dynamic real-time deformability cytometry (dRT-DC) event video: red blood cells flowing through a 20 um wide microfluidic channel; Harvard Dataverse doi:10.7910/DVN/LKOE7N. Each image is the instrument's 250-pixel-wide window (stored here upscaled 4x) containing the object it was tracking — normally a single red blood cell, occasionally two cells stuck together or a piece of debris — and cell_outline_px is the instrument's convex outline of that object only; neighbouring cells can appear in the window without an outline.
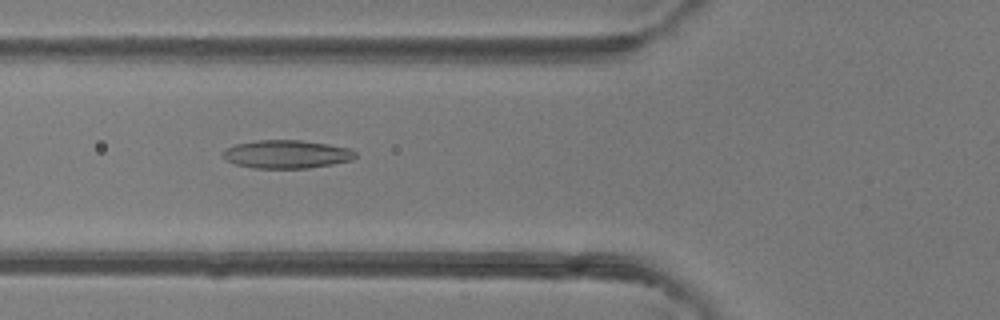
{"species": "common noctule bat (a hibernating species)", "species_latin": "Nyctalus noctula", "temperature_condition": "room temperature", "stored_images_in_passage": 26, "camera_frame_rate_fps": 3000, "um_per_image_px": 0.085, "animal": {"sex": "female"}, "frame": {"image": 1, "passage_image": 5, "time_ms": 1.333, "image_size_px": [1000, 320], "cell_outline_px": [[356, 156], [352, 160], [332, 164], [308, 168], [252, 168], [236, 164], [228, 160], [224, 156], [224, 152], [228, 148], [236, 144], [260, 140], [300, 140], [328, 144], [352, 148], [356, 152]], "centroid_in_image_um": [24.43, 13.11], "position_along_channel_um": 101.4, "area_um2": 21.62}}
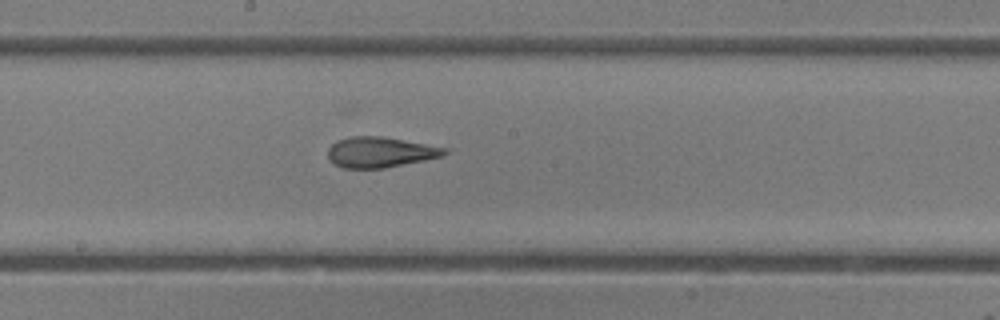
{"frame": {"image": 2, "passage_image": 13, "time_ms": 4.0, "image_size_px": [1000, 320], "cell_outline_px": [[452, 148], [448, 152], [440, 156], [424, 160], [384, 168], [344, 168], [336, 164], [328, 156], [328, 148], [332, 144], [348, 136], [384, 136]], "centroid_in_image_um": [32.37, 12.91], "position_along_channel_um": 215.8, "area_um2": 20.75}}
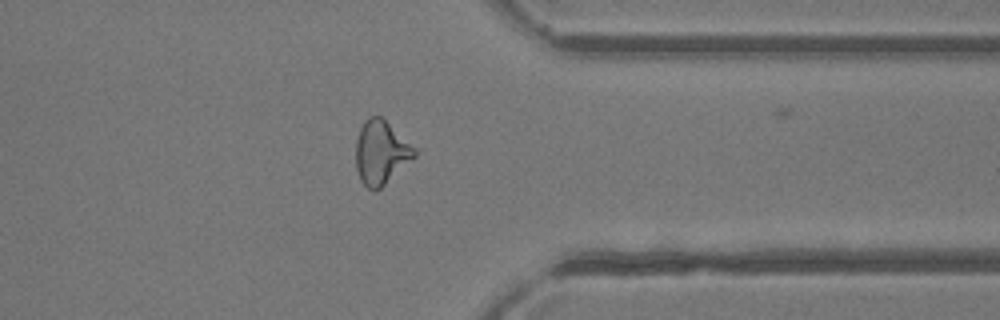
{"frame": {"image": 3, "passage_image": 25, "time_ms": 8.0, "image_size_px": [1000, 320], "cell_outline_px": [[416, 156], [380, 188], [368, 188], [360, 180], [356, 168], [356, 140], [360, 128], [364, 120], [368, 116], [380, 116], [416, 148]], "centroid_in_image_um": [32.37, 12.94], "position_along_channel_um": 379.0, "area_um2": 21.44}}